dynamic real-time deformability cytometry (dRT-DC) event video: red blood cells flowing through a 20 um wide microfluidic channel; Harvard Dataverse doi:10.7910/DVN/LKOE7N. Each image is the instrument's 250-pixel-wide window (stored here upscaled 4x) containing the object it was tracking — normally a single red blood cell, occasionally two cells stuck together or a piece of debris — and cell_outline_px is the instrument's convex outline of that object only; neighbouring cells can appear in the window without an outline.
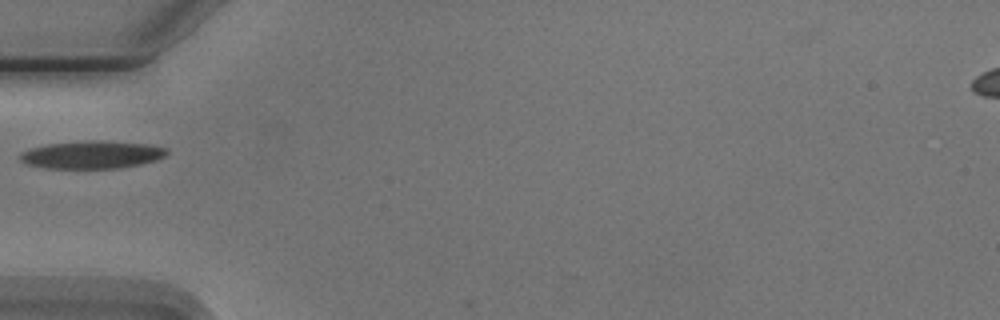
{"species": "Egyptian fruit bat (a non-hibernating species)", "species_latin": "Rousettus aegyptiacus", "temperature_condition": "cold", "stored_images_in_passage": 5, "camera_frame_rate_fps": 3000, "um_per_image_px": 0.085, "animal": {"sex": "male"}, "frame": {"image": 1, "passage_image": 1, "time_ms": 0.0, "image_size_px": [1000, 320], "cell_outline_px": [[168, 152], [164, 156], [156, 160], [140, 164], [120, 168], [44, 168], [28, 164], [20, 160], [20, 152], [28, 148], [48, 144], [84, 140], [100, 140], [148, 144], [168, 148]], "centroid_in_image_um": [7.8, 13.14], "position_along_channel_um": 77.2, "area_um2": 23.87}}
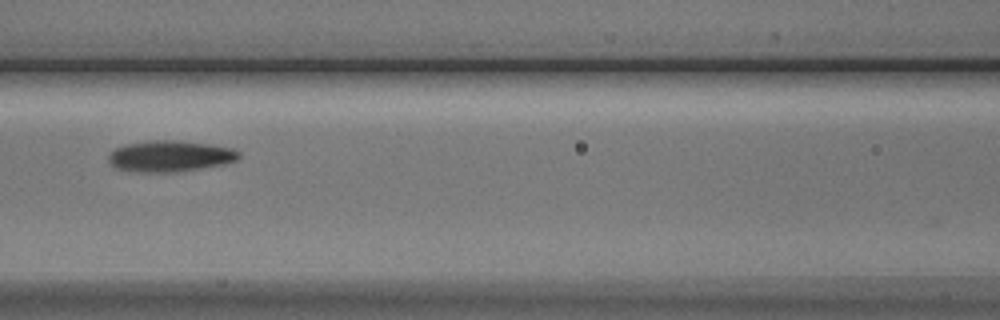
{"frame": {"image": 2, "passage_image": 3, "time_ms": 2.0, "image_size_px": [1000, 320], "cell_outline_px": [[240, 156], [236, 160], [224, 164], [200, 168], [172, 172], [140, 172], [116, 168], [108, 160], [108, 156], [116, 148], [124, 144], [152, 140], [180, 140], [208, 144], [232, 148], [240, 152]], "centroid_in_image_um": [14.45, 13.26], "position_along_channel_um": 152.1, "area_um2": 23.52}}
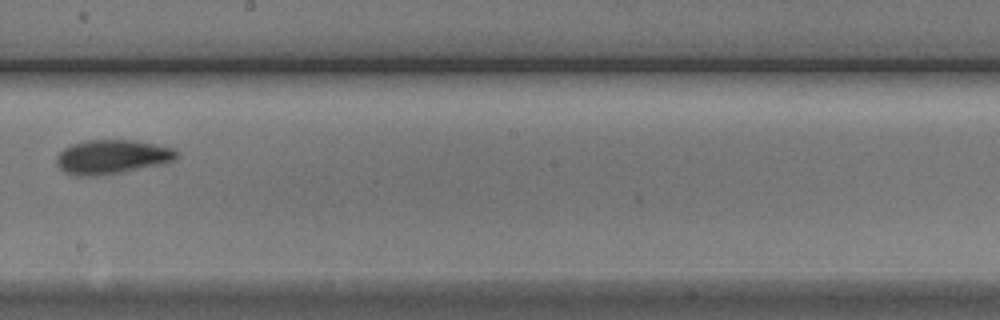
{"frame": {"image": 3, "passage_image": 5, "time_ms": 4.333, "image_size_px": [1000, 320], "cell_outline_px": [[180, 156], [176, 160], [160, 164], [120, 172], [96, 176], [76, 176], [64, 172], [56, 164], [56, 156], [64, 148], [72, 144], [88, 140], [132, 140], [156, 144], [172, 148], [180, 152]], "centroid_in_image_um": [9.52, 13.33], "position_along_channel_um": 238.7, "area_um2": 23.93}}